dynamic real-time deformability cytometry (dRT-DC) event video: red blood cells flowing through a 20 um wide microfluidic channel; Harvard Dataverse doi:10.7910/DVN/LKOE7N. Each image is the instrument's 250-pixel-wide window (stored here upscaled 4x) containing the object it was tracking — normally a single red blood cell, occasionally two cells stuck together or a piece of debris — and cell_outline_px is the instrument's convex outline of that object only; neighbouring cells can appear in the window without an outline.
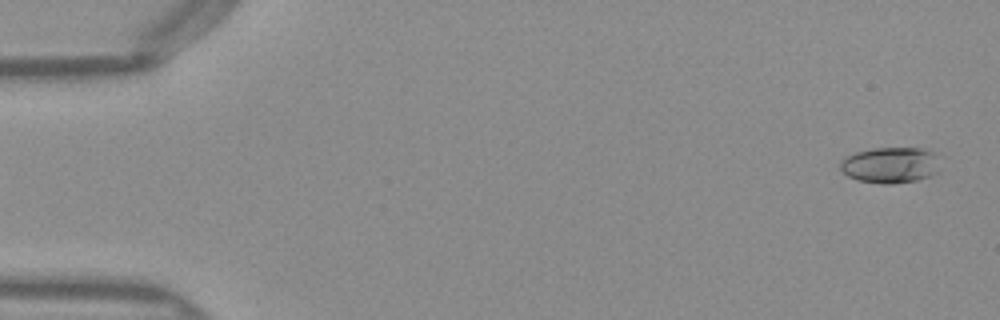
{"species": "Egyptian fruit bat (a non-hibernating species)", "species_latin": "Rousettus aegyptiacus", "temperature_condition": "warm", "stored_images_in_passage": 51, "camera_frame_rate_fps": 3000, "um_per_image_px": 0.085, "frame": {"image": 1, "passage_image": 2, "time_ms": 0.333, "image_size_px": [1000, 320], "cell_outline_px": [[936, 172], [928, 176], [916, 180], [892, 184], [880, 184], [856, 180], [848, 176], [840, 168], [840, 160], [856, 152], [876, 148], [920, 148], [932, 152]], "centroid_in_image_um": [75.57, 14.04], "position_along_channel_um": 9.4, "area_um2": 20.35}}
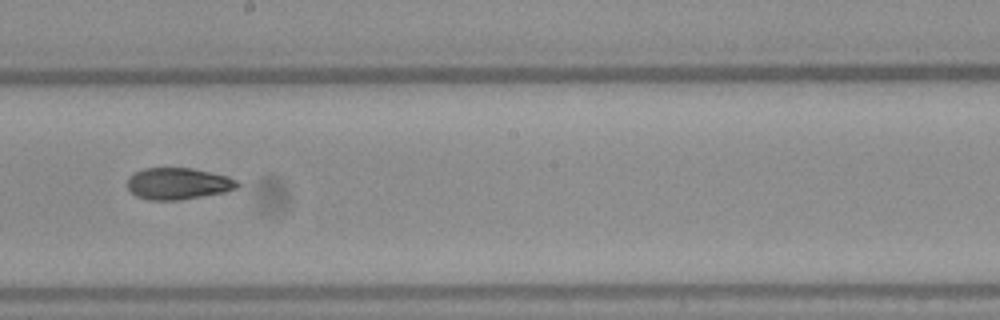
{"frame": {"image": 2, "passage_image": 29, "time_ms": 9.333, "image_size_px": [1000, 320], "cell_outline_px": [[240, 184], [236, 188], [224, 192], [180, 200], [148, 200], [136, 196], [128, 188], [128, 176], [144, 168], [192, 168], [228, 176], [236, 180]], "centroid_in_image_um": [15.13, 15.61], "position_along_channel_um": 233.1, "area_um2": 20.23}}
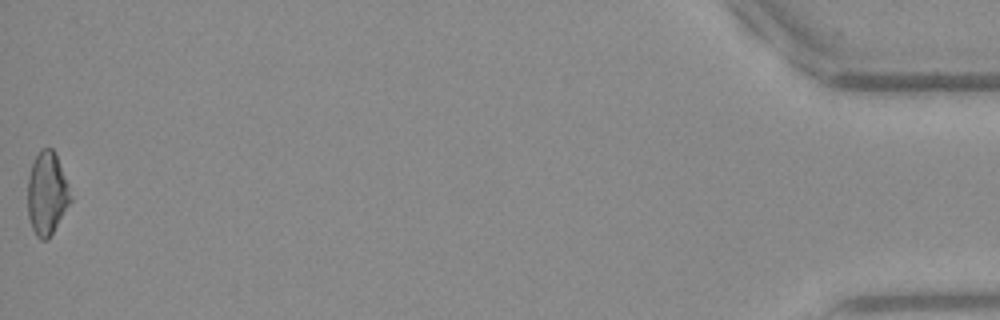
{"frame": {"image": 3, "passage_image": 51, "time_ms": 16.667, "image_size_px": [1000, 320], "cell_outline_px": [[72, 200], [48, 240], [40, 240], [36, 236], [32, 228], [28, 216], [28, 176], [32, 164], [40, 148], [52, 148], [56, 156], [68, 184]], "centroid_in_image_um": [3.98, 16.47], "position_along_channel_um": 431.2, "area_um2": 20.58}, "authors_computed_cell_mechanics": {"area_um2": 20.4034, "velocity_mm_per_s": 4.0279, "shape_relaxation_time_tau1_ms": null, "shape_relaxation_time_tau2_ms": 3.0482, "deformation_change_tau1": null, "deformation_change_tau2": 0.0922}}